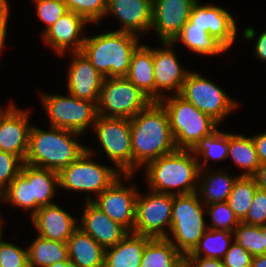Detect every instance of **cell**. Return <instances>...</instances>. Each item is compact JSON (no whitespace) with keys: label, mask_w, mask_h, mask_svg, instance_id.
I'll return each mask as SVG.
<instances>
[{"label":"cell","mask_w":266,"mask_h":267,"mask_svg":"<svg viewBox=\"0 0 266 267\" xmlns=\"http://www.w3.org/2000/svg\"><path fill=\"white\" fill-rule=\"evenodd\" d=\"M133 174L147 163L175 151L166 109L159 101H153L130 119Z\"/></svg>","instance_id":"1"},{"label":"cell","mask_w":266,"mask_h":267,"mask_svg":"<svg viewBox=\"0 0 266 267\" xmlns=\"http://www.w3.org/2000/svg\"><path fill=\"white\" fill-rule=\"evenodd\" d=\"M42 128L32 124L24 163L59 172L86 151V144L79 142L83 134L49 125Z\"/></svg>","instance_id":"2"},{"label":"cell","mask_w":266,"mask_h":267,"mask_svg":"<svg viewBox=\"0 0 266 267\" xmlns=\"http://www.w3.org/2000/svg\"><path fill=\"white\" fill-rule=\"evenodd\" d=\"M58 189V172L23 163L20 173L0 194V206L13 205L26 214L29 212L31 218L41 207L56 202L53 200ZM3 217L1 213L0 225L5 226Z\"/></svg>","instance_id":"3"},{"label":"cell","mask_w":266,"mask_h":267,"mask_svg":"<svg viewBox=\"0 0 266 267\" xmlns=\"http://www.w3.org/2000/svg\"><path fill=\"white\" fill-rule=\"evenodd\" d=\"M147 188L180 195L197 191L199 163L191 149H176L143 167Z\"/></svg>","instance_id":"4"},{"label":"cell","mask_w":266,"mask_h":267,"mask_svg":"<svg viewBox=\"0 0 266 267\" xmlns=\"http://www.w3.org/2000/svg\"><path fill=\"white\" fill-rule=\"evenodd\" d=\"M140 39L128 32H98L86 36L81 52L105 78L126 77L132 53L141 44Z\"/></svg>","instance_id":"5"},{"label":"cell","mask_w":266,"mask_h":267,"mask_svg":"<svg viewBox=\"0 0 266 267\" xmlns=\"http://www.w3.org/2000/svg\"><path fill=\"white\" fill-rule=\"evenodd\" d=\"M93 148L87 145L82 155L58 172L59 191L80 192L86 196L85 202H92L122 175L113 166L95 161V156L99 155Z\"/></svg>","instance_id":"6"},{"label":"cell","mask_w":266,"mask_h":267,"mask_svg":"<svg viewBox=\"0 0 266 267\" xmlns=\"http://www.w3.org/2000/svg\"><path fill=\"white\" fill-rule=\"evenodd\" d=\"M159 102L167 111L177 149L192 150L203 137L220 126L211 116L197 109L179 94L165 96Z\"/></svg>","instance_id":"7"},{"label":"cell","mask_w":266,"mask_h":267,"mask_svg":"<svg viewBox=\"0 0 266 267\" xmlns=\"http://www.w3.org/2000/svg\"><path fill=\"white\" fill-rule=\"evenodd\" d=\"M206 206L197 192L173 195L171 228L166 237L186 255L197 245L207 228Z\"/></svg>","instance_id":"8"},{"label":"cell","mask_w":266,"mask_h":267,"mask_svg":"<svg viewBox=\"0 0 266 267\" xmlns=\"http://www.w3.org/2000/svg\"><path fill=\"white\" fill-rule=\"evenodd\" d=\"M39 99L49 126L68 129L81 134L92 130L97 117V105L89 100L67 95L41 91ZM91 128V129H90Z\"/></svg>","instance_id":"9"},{"label":"cell","mask_w":266,"mask_h":267,"mask_svg":"<svg viewBox=\"0 0 266 267\" xmlns=\"http://www.w3.org/2000/svg\"><path fill=\"white\" fill-rule=\"evenodd\" d=\"M179 95L220 125L241 106L225 88L219 87L200 72L192 70L188 73Z\"/></svg>","instance_id":"10"},{"label":"cell","mask_w":266,"mask_h":267,"mask_svg":"<svg viewBox=\"0 0 266 267\" xmlns=\"http://www.w3.org/2000/svg\"><path fill=\"white\" fill-rule=\"evenodd\" d=\"M152 102L127 77L104 78L97 103V115L131 119Z\"/></svg>","instance_id":"11"},{"label":"cell","mask_w":266,"mask_h":267,"mask_svg":"<svg viewBox=\"0 0 266 267\" xmlns=\"http://www.w3.org/2000/svg\"><path fill=\"white\" fill-rule=\"evenodd\" d=\"M102 149L121 174H133L130 119L108 118L97 115L91 130Z\"/></svg>","instance_id":"12"},{"label":"cell","mask_w":266,"mask_h":267,"mask_svg":"<svg viewBox=\"0 0 266 267\" xmlns=\"http://www.w3.org/2000/svg\"><path fill=\"white\" fill-rule=\"evenodd\" d=\"M173 195L147 188L138 191L134 233L151 238H166L171 228Z\"/></svg>","instance_id":"13"},{"label":"cell","mask_w":266,"mask_h":267,"mask_svg":"<svg viewBox=\"0 0 266 267\" xmlns=\"http://www.w3.org/2000/svg\"><path fill=\"white\" fill-rule=\"evenodd\" d=\"M134 176L135 174H122L92 201L113 221L121 224L129 232L134 230L136 200L139 191V186L131 182ZM125 180H129L130 183L127 182V185Z\"/></svg>","instance_id":"14"},{"label":"cell","mask_w":266,"mask_h":267,"mask_svg":"<svg viewBox=\"0 0 266 267\" xmlns=\"http://www.w3.org/2000/svg\"><path fill=\"white\" fill-rule=\"evenodd\" d=\"M15 101L0 107V150L18 156L23 162L28 153L31 108H19ZM31 110V111H30Z\"/></svg>","instance_id":"15"},{"label":"cell","mask_w":266,"mask_h":267,"mask_svg":"<svg viewBox=\"0 0 266 267\" xmlns=\"http://www.w3.org/2000/svg\"><path fill=\"white\" fill-rule=\"evenodd\" d=\"M161 46H153V64L155 79V101L168 95L180 94L188 73L176 55L172 42H160ZM177 56V57H176Z\"/></svg>","instance_id":"16"},{"label":"cell","mask_w":266,"mask_h":267,"mask_svg":"<svg viewBox=\"0 0 266 267\" xmlns=\"http://www.w3.org/2000/svg\"><path fill=\"white\" fill-rule=\"evenodd\" d=\"M224 7L214 4H202L200 0L193 5L189 21L203 28L217 40L227 51L235 44L238 26L237 21Z\"/></svg>","instance_id":"17"},{"label":"cell","mask_w":266,"mask_h":267,"mask_svg":"<svg viewBox=\"0 0 266 267\" xmlns=\"http://www.w3.org/2000/svg\"><path fill=\"white\" fill-rule=\"evenodd\" d=\"M90 23L80 15L67 11L42 35V42L54 50L58 57L70 52H81L86 39L83 31ZM87 25V26H86ZM68 51V52H67Z\"/></svg>","instance_id":"18"},{"label":"cell","mask_w":266,"mask_h":267,"mask_svg":"<svg viewBox=\"0 0 266 267\" xmlns=\"http://www.w3.org/2000/svg\"><path fill=\"white\" fill-rule=\"evenodd\" d=\"M197 0H152L151 29L160 42H172L189 21Z\"/></svg>","instance_id":"19"},{"label":"cell","mask_w":266,"mask_h":267,"mask_svg":"<svg viewBox=\"0 0 266 267\" xmlns=\"http://www.w3.org/2000/svg\"><path fill=\"white\" fill-rule=\"evenodd\" d=\"M67 66V92L79 99L89 100L96 105L104 76L92 65L82 52H70Z\"/></svg>","instance_id":"20"},{"label":"cell","mask_w":266,"mask_h":267,"mask_svg":"<svg viewBox=\"0 0 266 267\" xmlns=\"http://www.w3.org/2000/svg\"><path fill=\"white\" fill-rule=\"evenodd\" d=\"M109 16L119 24L114 31L146 36L152 31V0H107L105 17Z\"/></svg>","instance_id":"21"},{"label":"cell","mask_w":266,"mask_h":267,"mask_svg":"<svg viewBox=\"0 0 266 267\" xmlns=\"http://www.w3.org/2000/svg\"><path fill=\"white\" fill-rule=\"evenodd\" d=\"M85 204V205H84ZM78 227L90 235L104 249L115 246L129 231L113 221L93 202H83Z\"/></svg>","instance_id":"22"},{"label":"cell","mask_w":266,"mask_h":267,"mask_svg":"<svg viewBox=\"0 0 266 267\" xmlns=\"http://www.w3.org/2000/svg\"><path fill=\"white\" fill-rule=\"evenodd\" d=\"M57 203L41 207L30 219L41 238L67 242L78 228V216L68 213Z\"/></svg>","instance_id":"23"},{"label":"cell","mask_w":266,"mask_h":267,"mask_svg":"<svg viewBox=\"0 0 266 267\" xmlns=\"http://www.w3.org/2000/svg\"><path fill=\"white\" fill-rule=\"evenodd\" d=\"M226 168L200 169L196 192L204 205L226 202L229 198L239 174L233 175V171Z\"/></svg>","instance_id":"24"},{"label":"cell","mask_w":266,"mask_h":267,"mask_svg":"<svg viewBox=\"0 0 266 267\" xmlns=\"http://www.w3.org/2000/svg\"><path fill=\"white\" fill-rule=\"evenodd\" d=\"M67 247L73 267H104L105 249L81 228L69 237Z\"/></svg>","instance_id":"25"},{"label":"cell","mask_w":266,"mask_h":267,"mask_svg":"<svg viewBox=\"0 0 266 267\" xmlns=\"http://www.w3.org/2000/svg\"><path fill=\"white\" fill-rule=\"evenodd\" d=\"M149 236L129 232L115 246L105 249L104 267H140Z\"/></svg>","instance_id":"26"},{"label":"cell","mask_w":266,"mask_h":267,"mask_svg":"<svg viewBox=\"0 0 266 267\" xmlns=\"http://www.w3.org/2000/svg\"><path fill=\"white\" fill-rule=\"evenodd\" d=\"M153 47L141 43L132 53L126 76L135 86L155 101Z\"/></svg>","instance_id":"27"},{"label":"cell","mask_w":266,"mask_h":267,"mask_svg":"<svg viewBox=\"0 0 266 267\" xmlns=\"http://www.w3.org/2000/svg\"><path fill=\"white\" fill-rule=\"evenodd\" d=\"M183 44L185 49L192 52L193 55L200 56H218L224 54L227 50L203 28L195 26L188 21L182 31L175 37L172 43Z\"/></svg>","instance_id":"28"},{"label":"cell","mask_w":266,"mask_h":267,"mask_svg":"<svg viewBox=\"0 0 266 267\" xmlns=\"http://www.w3.org/2000/svg\"><path fill=\"white\" fill-rule=\"evenodd\" d=\"M228 159L240 170L239 176L252 177L261 163L255 150L252 136L229 132Z\"/></svg>","instance_id":"29"},{"label":"cell","mask_w":266,"mask_h":267,"mask_svg":"<svg viewBox=\"0 0 266 267\" xmlns=\"http://www.w3.org/2000/svg\"><path fill=\"white\" fill-rule=\"evenodd\" d=\"M140 267H184V255L167 238H151L143 250Z\"/></svg>","instance_id":"30"},{"label":"cell","mask_w":266,"mask_h":267,"mask_svg":"<svg viewBox=\"0 0 266 267\" xmlns=\"http://www.w3.org/2000/svg\"><path fill=\"white\" fill-rule=\"evenodd\" d=\"M28 261L33 267H50L69 262L67 242L48 240L36 235L27 246Z\"/></svg>","instance_id":"31"},{"label":"cell","mask_w":266,"mask_h":267,"mask_svg":"<svg viewBox=\"0 0 266 267\" xmlns=\"http://www.w3.org/2000/svg\"><path fill=\"white\" fill-rule=\"evenodd\" d=\"M229 148V132L219 128L208 136L203 137L192 149L200 169H209V162L225 161ZM201 158V159H200ZM210 160V161H209ZM208 165V166H207Z\"/></svg>","instance_id":"32"},{"label":"cell","mask_w":266,"mask_h":267,"mask_svg":"<svg viewBox=\"0 0 266 267\" xmlns=\"http://www.w3.org/2000/svg\"><path fill=\"white\" fill-rule=\"evenodd\" d=\"M234 241L233 232L207 229L193 250L184 257L223 259Z\"/></svg>","instance_id":"33"},{"label":"cell","mask_w":266,"mask_h":267,"mask_svg":"<svg viewBox=\"0 0 266 267\" xmlns=\"http://www.w3.org/2000/svg\"><path fill=\"white\" fill-rule=\"evenodd\" d=\"M257 187L253 177L239 176L233 184L227 203L240 222L247 215Z\"/></svg>","instance_id":"34"},{"label":"cell","mask_w":266,"mask_h":267,"mask_svg":"<svg viewBox=\"0 0 266 267\" xmlns=\"http://www.w3.org/2000/svg\"><path fill=\"white\" fill-rule=\"evenodd\" d=\"M234 241L252 256L266 255L265 240L261 226L240 222L233 231Z\"/></svg>","instance_id":"35"},{"label":"cell","mask_w":266,"mask_h":267,"mask_svg":"<svg viewBox=\"0 0 266 267\" xmlns=\"http://www.w3.org/2000/svg\"><path fill=\"white\" fill-rule=\"evenodd\" d=\"M206 206L207 228L211 230H226L233 232L240 223L226 202L213 203Z\"/></svg>","instance_id":"36"},{"label":"cell","mask_w":266,"mask_h":267,"mask_svg":"<svg viewBox=\"0 0 266 267\" xmlns=\"http://www.w3.org/2000/svg\"><path fill=\"white\" fill-rule=\"evenodd\" d=\"M68 11L85 18L91 26L101 25L107 11V0H62Z\"/></svg>","instance_id":"37"},{"label":"cell","mask_w":266,"mask_h":267,"mask_svg":"<svg viewBox=\"0 0 266 267\" xmlns=\"http://www.w3.org/2000/svg\"><path fill=\"white\" fill-rule=\"evenodd\" d=\"M4 227L0 225V267H21L28 262L27 247L5 240Z\"/></svg>","instance_id":"38"},{"label":"cell","mask_w":266,"mask_h":267,"mask_svg":"<svg viewBox=\"0 0 266 267\" xmlns=\"http://www.w3.org/2000/svg\"><path fill=\"white\" fill-rule=\"evenodd\" d=\"M35 4V12L37 19L45 25L40 32L42 35L49 27H51L60 17L68 10L62 0H33Z\"/></svg>","instance_id":"39"},{"label":"cell","mask_w":266,"mask_h":267,"mask_svg":"<svg viewBox=\"0 0 266 267\" xmlns=\"http://www.w3.org/2000/svg\"><path fill=\"white\" fill-rule=\"evenodd\" d=\"M23 163L18 156L0 150V194L20 173Z\"/></svg>","instance_id":"40"},{"label":"cell","mask_w":266,"mask_h":267,"mask_svg":"<svg viewBox=\"0 0 266 267\" xmlns=\"http://www.w3.org/2000/svg\"><path fill=\"white\" fill-rule=\"evenodd\" d=\"M241 222L255 226L266 224V190L256 188L247 215Z\"/></svg>","instance_id":"41"},{"label":"cell","mask_w":266,"mask_h":267,"mask_svg":"<svg viewBox=\"0 0 266 267\" xmlns=\"http://www.w3.org/2000/svg\"><path fill=\"white\" fill-rule=\"evenodd\" d=\"M253 256L235 241L224 255V267H251Z\"/></svg>","instance_id":"42"},{"label":"cell","mask_w":266,"mask_h":267,"mask_svg":"<svg viewBox=\"0 0 266 267\" xmlns=\"http://www.w3.org/2000/svg\"><path fill=\"white\" fill-rule=\"evenodd\" d=\"M257 33L258 32L255 27L248 26L244 28L242 35L244 39L247 40V42L255 41L256 38V42L254 43L253 47V54L257 57L255 59H258V61L260 60V62L266 63V30H262V33H260L259 35H257Z\"/></svg>","instance_id":"43"},{"label":"cell","mask_w":266,"mask_h":267,"mask_svg":"<svg viewBox=\"0 0 266 267\" xmlns=\"http://www.w3.org/2000/svg\"><path fill=\"white\" fill-rule=\"evenodd\" d=\"M10 1L8 0H0V58L2 57L1 54L4 52V49L6 47V37L8 30V21L10 19Z\"/></svg>","instance_id":"44"},{"label":"cell","mask_w":266,"mask_h":267,"mask_svg":"<svg viewBox=\"0 0 266 267\" xmlns=\"http://www.w3.org/2000/svg\"><path fill=\"white\" fill-rule=\"evenodd\" d=\"M184 267H224L221 259L184 257Z\"/></svg>","instance_id":"45"},{"label":"cell","mask_w":266,"mask_h":267,"mask_svg":"<svg viewBox=\"0 0 266 267\" xmlns=\"http://www.w3.org/2000/svg\"><path fill=\"white\" fill-rule=\"evenodd\" d=\"M251 136L261 165L266 164V131Z\"/></svg>","instance_id":"46"},{"label":"cell","mask_w":266,"mask_h":267,"mask_svg":"<svg viewBox=\"0 0 266 267\" xmlns=\"http://www.w3.org/2000/svg\"><path fill=\"white\" fill-rule=\"evenodd\" d=\"M252 177L255 179L258 188L266 190V164L260 165Z\"/></svg>","instance_id":"47"},{"label":"cell","mask_w":266,"mask_h":267,"mask_svg":"<svg viewBox=\"0 0 266 267\" xmlns=\"http://www.w3.org/2000/svg\"><path fill=\"white\" fill-rule=\"evenodd\" d=\"M251 267H266V255L253 256Z\"/></svg>","instance_id":"48"},{"label":"cell","mask_w":266,"mask_h":267,"mask_svg":"<svg viewBox=\"0 0 266 267\" xmlns=\"http://www.w3.org/2000/svg\"><path fill=\"white\" fill-rule=\"evenodd\" d=\"M50 267H73L70 262H57L51 265Z\"/></svg>","instance_id":"49"},{"label":"cell","mask_w":266,"mask_h":267,"mask_svg":"<svg viewBox=\"0 0 266 267\" xmlns=\"http://www.w3.org/2000/svg\"><path fill=\"white\" fill-rule=\"evenodd\" d=\"M261 231L265 240V245H266V224L261 226Z\"/></svg>","instance_id":"50"},{"label":"cell","mask_w":266,"mask_h":267,"mask_svg":"<svg viewBox=\"0 0 266 267\" xmlns=\"http://www.w3.org/2000/svg\"><path fill=\"white\" fill-rule=\"evenodd\" d=\"M21 267H33L30 262L28 261L25 265L21 266Z\"/></svg>","instance_id":"51"}]
</instances>
